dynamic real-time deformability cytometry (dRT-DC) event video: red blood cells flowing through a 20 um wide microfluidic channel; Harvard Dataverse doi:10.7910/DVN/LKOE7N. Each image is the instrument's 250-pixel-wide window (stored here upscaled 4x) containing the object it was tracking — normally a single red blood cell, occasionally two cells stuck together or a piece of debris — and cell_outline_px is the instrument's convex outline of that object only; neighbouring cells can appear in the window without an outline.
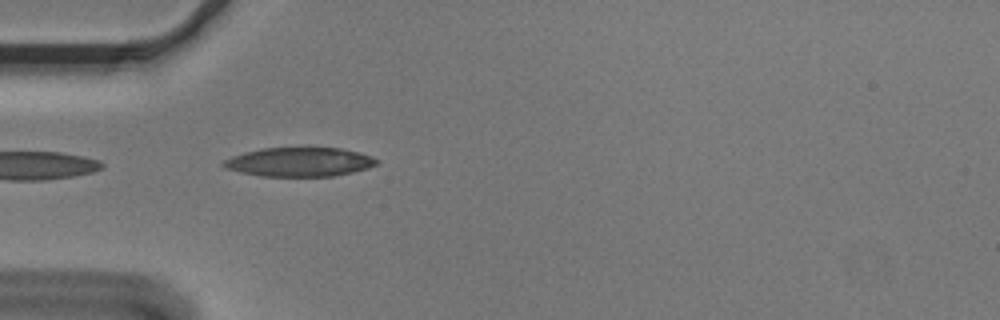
{"species": "Egyptian fruit bat (a non-hibernating species)", "species_latin": "Rousettus aegyptiacus", "temperature_condition": "cold", "stored_images_in_passage": 5, "camera_frame_rate_fps": 3000, "um_per_image_px": 0.085, "animal": {"sex": "male"}, "frame": {"image": 1, "passage_image": 5, "time_ms": 1.333, "image_size_px": [1000, 320], "cell_outline_px": [[380, 164], [368, 168], [352, 172], [332, 176], [260, 176], [240, 172], [224, 168], [220, 164], [224, 160], [232, 156], [244, 152], [260, 148], [308, 144], [340, 148], [360, 152], [372, 156], [380, 160]], "centroid_in_image_um": [25.48, 13.71], "position_along_channel_um": 59.5, "area_um2": 27.28}}